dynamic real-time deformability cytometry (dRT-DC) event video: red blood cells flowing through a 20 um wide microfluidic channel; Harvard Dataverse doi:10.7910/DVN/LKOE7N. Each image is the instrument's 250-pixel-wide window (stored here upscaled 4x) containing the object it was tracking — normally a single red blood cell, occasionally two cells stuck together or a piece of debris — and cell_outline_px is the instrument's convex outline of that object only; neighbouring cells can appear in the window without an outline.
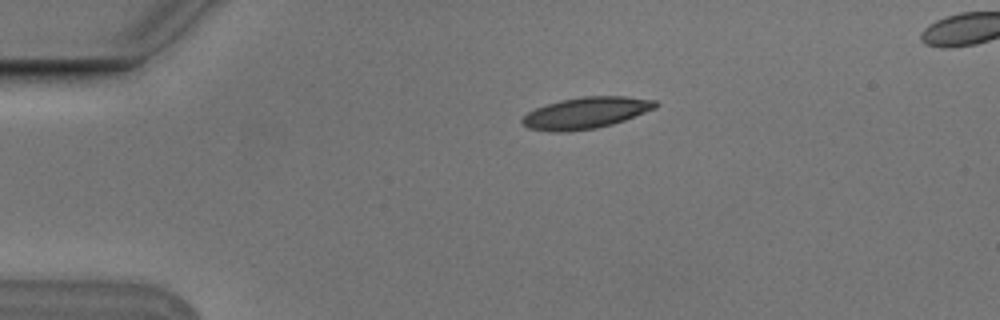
{"species": "Egyptian fruit bat (a non-hibernating species)", "species_latin": "Rousettus aegyptiacus", "temperature_condition": "cold", "stored_images_in_passage": 3, "camera_frame_rate_fps": 3000, "um_per_image_px": 0.085, "animal": {"sex": "male"}, "frame": {"image": 1, "passage_image": 1, "time_ms": 0.0, "image_size_px": [1000, 320], "cell_outline_px": [[660, 104], [656, 108], [624, 120], [612, 124], [596, 128], [568, 132], [548, 132], [528, 128], [520, 120], [528, 112], [536, 108], [560, 100], [584, 96], [624, 96], [656, 100]], "centroid_in_image_um": [49.81, 9.6], "position_along_channel_um": 35.2, "area_um2": 24.45}}